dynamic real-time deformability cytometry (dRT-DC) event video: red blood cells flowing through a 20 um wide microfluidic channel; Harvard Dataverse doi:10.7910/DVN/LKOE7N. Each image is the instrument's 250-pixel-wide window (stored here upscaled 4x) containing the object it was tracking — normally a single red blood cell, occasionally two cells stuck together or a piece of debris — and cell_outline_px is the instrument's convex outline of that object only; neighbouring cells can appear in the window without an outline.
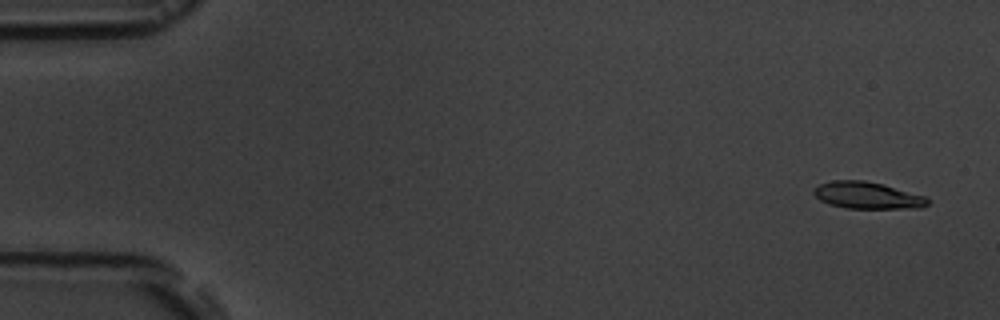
{"species": "common noctule bat (a hibernating species)", "species_latin": "Nyctalus noctula", "temperature_condition": "room temperature", "stored_images_in_passage": 4, "camera_frame_rate_fps": 3000, "um_per_image_px": 0.085, "animal": {"sex": "male", "body_mass_g": 19.5, "forearm_length_mm": 54.6}, "frame": {"image": 1, "passage_image": 1, "time_ms": 0.0, "image_size_px": [1000, 320], "cell_outline_px": [[928, 204], [920, 208], [848, 208], [828, 204], [820, 200], [812, 192], [812, 188], [820, 184], [832, 180], [864, 180], [884, 184], [924, 196], [928, 200]], "centroid_in_image_um": [73.68, 16.6], "position_along_channel_um": 11.3, "area_um2": 17.8}}